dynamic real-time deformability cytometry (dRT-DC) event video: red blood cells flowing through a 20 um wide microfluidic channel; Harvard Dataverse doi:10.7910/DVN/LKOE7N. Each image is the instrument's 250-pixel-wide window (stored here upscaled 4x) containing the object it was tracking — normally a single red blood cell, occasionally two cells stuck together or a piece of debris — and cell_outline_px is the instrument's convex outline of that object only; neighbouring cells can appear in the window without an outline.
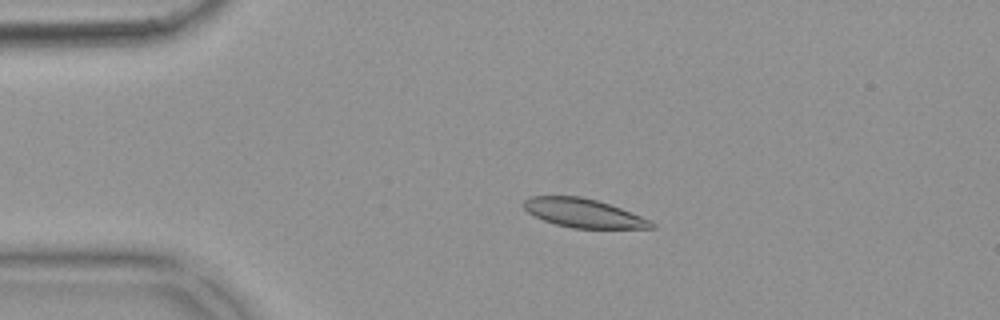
{"species": "common noctule bat (a hibernating species)", "species_latin": "Nyctalus noctula", "temperature_condition": "warm", "stored_images_in_passage": 49, "camera_frame_rate_fps": 3000, "um_per_image_px": 0.085, "animal": {"sex": "female", "body_mass_g": 18.4}, "frame": {"image": 1, "passage_image": 6, "time_ms": 1.667, "image_size_px": [1000, 320], "cell_outline_px": [[656, 228], [572, 228], [556, 224], [544, 220], [528, 212], [524, 208], [524, 200], [528, 196], [580, 196], [596, 200], [620, 208], [652, 220], [656, 224]], "centroid_in_image_um": [49.62, 18.11], "position_along_channel_um": 35.4, "area_um2": 21.27}}
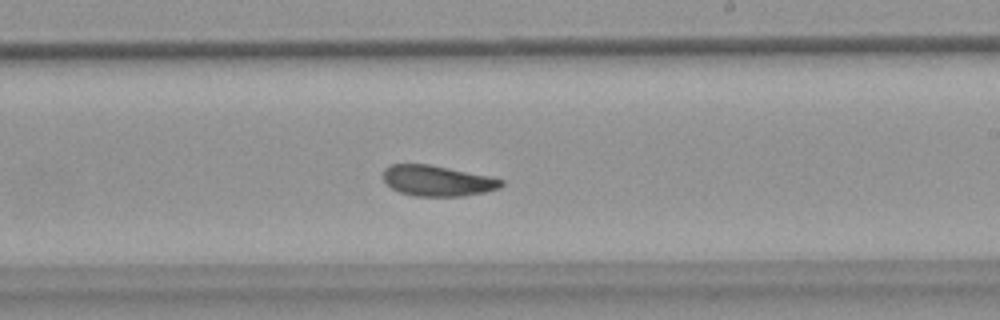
{"frame": {"image": 2, "passage_image": 27, "time_ms": 8.667, "image_size_px": [1000, 320], "cell_outline_px": [[504, 184], [500, 188], [484, 192], [464, 196], [416, 196], [400, 192], [392, 188], [384, 180], [384, 168], [392, 164], [428, 164], [488, 176], [504, 180]], "centroid_in_image_um": [37.19, 15.37], "position_along_channel_um": 251.8, "area_um2": 20.87}}
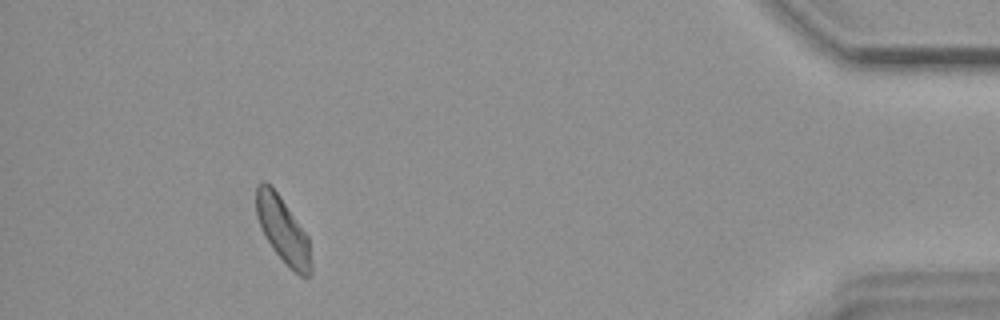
{"frame": {"image": 3, "passage_image": 45, "time_ms": 14.667, "image_size_px": [1000, 320], "cell_outline_px": [[312, 272], [304, 280], [288, 268], [272, 248], [260, 228], [256, 216], [256, 184], [264, 180], [280, 196], [308, 236], [312, 260]], "centroid_in_image_um": [24.06, 19.62], "position_along_channel_um": 411.1, "area_um2": 21.39}, "authors_computed_cell_mechanics": {"area_um2": 21.5594, "velocity_mm_per_s": 3.6454, "shape_relaxation_time_tau1_ms": 4.2069, "shape_relaxation_time_tau2_ms": 5.4957, "deformation_change_tau1": 0.1122, "deformation_change_tau2": 0.0697}}